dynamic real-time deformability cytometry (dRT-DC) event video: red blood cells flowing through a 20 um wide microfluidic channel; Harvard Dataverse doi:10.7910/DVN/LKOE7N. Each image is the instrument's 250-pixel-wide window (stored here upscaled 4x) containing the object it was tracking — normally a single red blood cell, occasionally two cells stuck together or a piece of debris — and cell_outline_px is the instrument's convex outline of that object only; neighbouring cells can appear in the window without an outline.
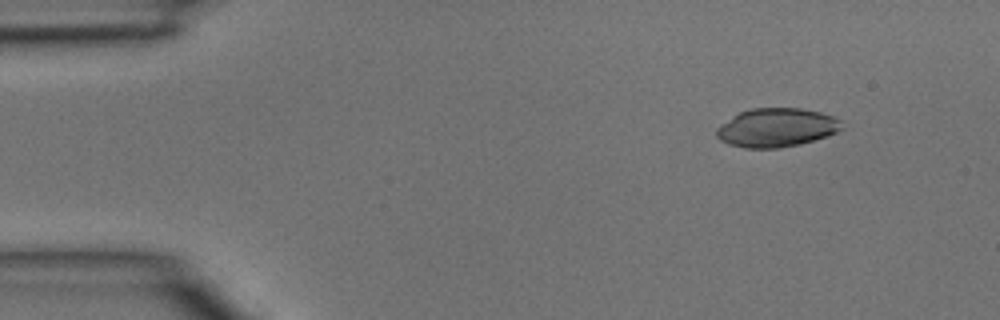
{"species": "common noctule bat (a hibernating species)", "species_latin": "Nyctalus noctula", "temperature_condition": "room temperature", "stored_images_in_passage": 4, "camera_frame_rate_fps": 3000, "um_per_image_px": 0.085, "animal": {"sex": "male", "body_mass_g": 15.6}, "frame": {"image": 1, "passage_image": 2, "time_ms": 0.333, "image_size_px": [1000, 320], "cell_outline_px": [[844, 128], [836, 132], [800, 144], [780, 148], [744, 148], [728, 144], [720, 140], [716, 136], [716, 128], [720, 124], [732, 116], [740, 112], [752, 108], [800, 108], [820, 112], [832, 116], [840, 120]], "centroid_in_image_um": [65.97, 10.85], "position_along_channel_um": 19.0, "area_um2": 28.26}}
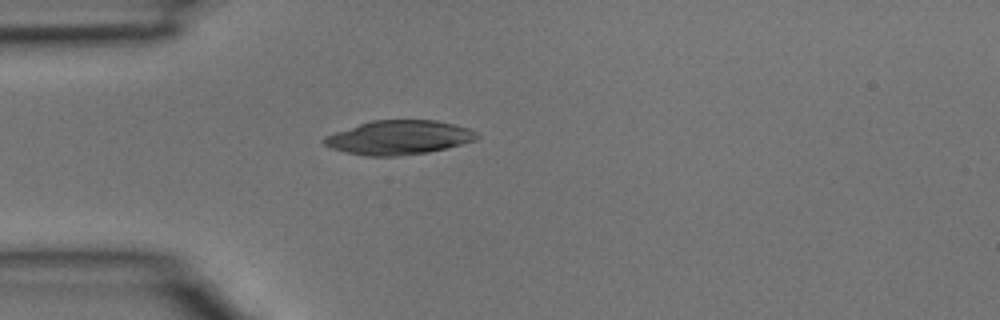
{"frame": {"image": 2, "passage_image": 4, "time_ms": 1.0, "image_size_px": [1000, 320], "cell_outline_px": [[480, 136], [476, 140], [428, 152], [396, 156], [364, 156], [344, 152], [332, 148], [324, 144], [320, 140], [324, 136], [372, 120], [436, 120], [468, 128], [476, 132]], "centroid_in_image_um": [33.87, 11.69], "position_along_channel_um": 51.1, "area_um2": 30.17}}